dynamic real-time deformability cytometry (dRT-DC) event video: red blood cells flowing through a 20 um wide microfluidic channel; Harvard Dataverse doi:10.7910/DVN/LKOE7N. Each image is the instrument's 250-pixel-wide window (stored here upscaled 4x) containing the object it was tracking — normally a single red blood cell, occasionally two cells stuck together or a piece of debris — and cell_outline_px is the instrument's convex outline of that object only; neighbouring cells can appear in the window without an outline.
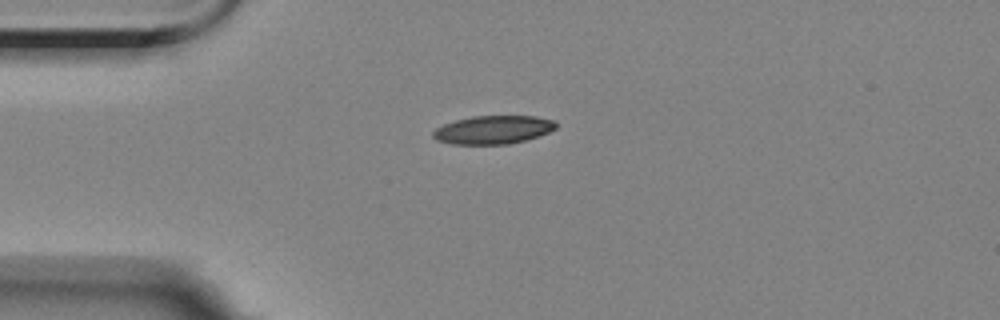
{"species": "Egyptian fruit bat (a non-hibernating species)", "species_latin": "Rousettus aegyptiacus", "temperature_condition": "room temperature", "stored_images_in_passage": 6, "camera_frame_rate_fps": 3000, "um_per_image_px": 0.085, "animal": {"sex": "female"}, "frame": {"image": 1, "passage_image": 1, "time_ms": 0.0, "image_size_px": [1000, 320], "cell_outline_px": [[556, 128], [548, 132], [524, 140], [508, 144], [452, 144], [436, 140], [432, 136], [432, 132], [436, 128], [444, 124], [456, 120], [472, 116], [536, 116], [556, 120]], "centroid_in_image_um": [41.9, 11.02], "position_along_channel_um": 43.1, "area_um2": 20.23}}
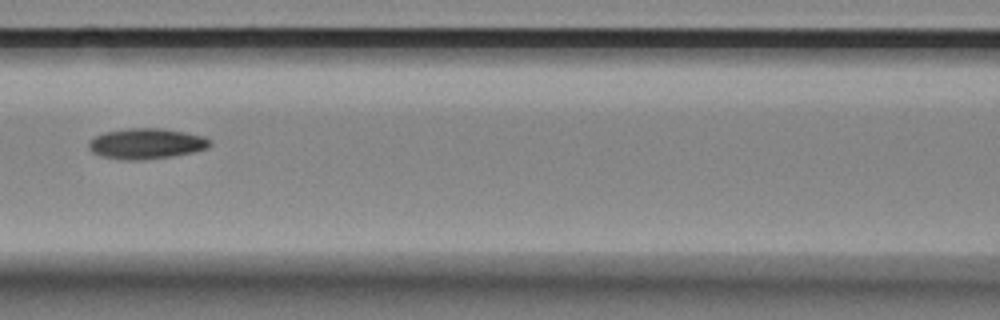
{"frame": {"image": 2, "passage_image": 4, "time_ms": 3.667, "image_size_px": [1000, 320], "cell_outline_px": [[212, 144], [208, 148], [192, 152], [172, 156], [144, 160], [128, 160], [100, 156], [92, 152], [88, 148], [88, 144], [96, 136], [104, 132], [132, 128], [160, 128], [184, 132], [204, 136]], "centroid_in_image_um": [12.43, 12.21], "position_along_channel_um": 154.2, "area_um2": 21.44}}
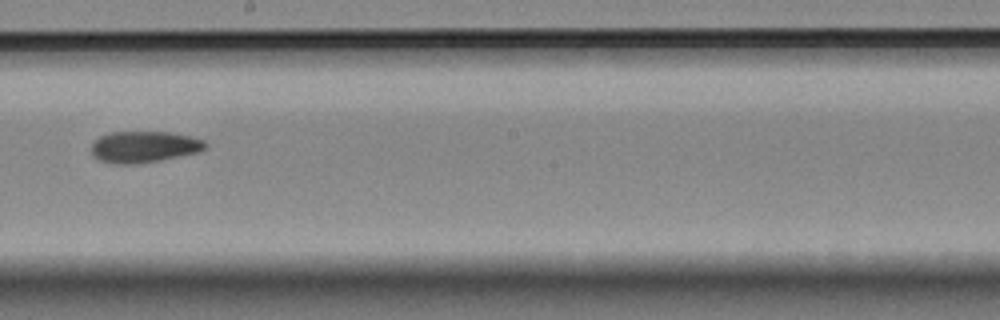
{"frame": {"image": 3, "passage_image": 6, "time_ms": 6.0, "image_size_px": [1000, 320], "cell_outline_px": [[208, 148], [200, 152], [160, 160], [136, 164], [112, 164], [100, 160], [92, 156], [92, 144], [100, 136], [112, 132], [168, 132], [188, 136], [204, 140], [208, 144]], "centroid_in_image_um": [12.27, 12.49], "position_along_channel_um": 235.9, "area_um2": 20.92}}